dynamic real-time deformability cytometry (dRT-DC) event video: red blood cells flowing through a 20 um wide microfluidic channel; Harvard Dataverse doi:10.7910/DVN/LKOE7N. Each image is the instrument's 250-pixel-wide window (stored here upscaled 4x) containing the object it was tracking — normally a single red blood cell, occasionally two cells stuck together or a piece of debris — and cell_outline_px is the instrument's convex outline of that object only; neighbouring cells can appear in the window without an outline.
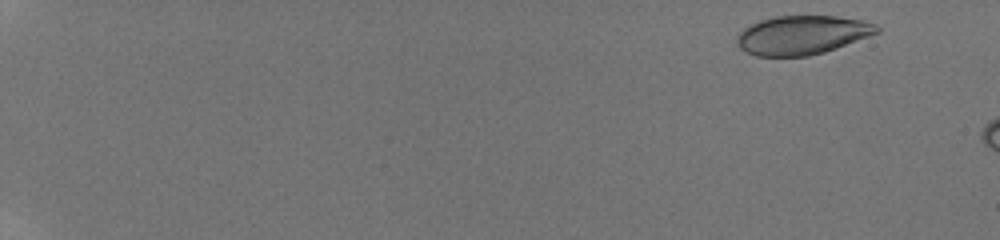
{"species": "human", "species_latin": "Homo sapiens", "temperature_condition": "room temperature", "stored_images_in_passage": 18, "camera_frame_rate_fps": 3000, "um_per_image_px": 0.085, "donor": {"sex": "male"}, "frame": {"image": 1, "passage_image": 1, "time_ms": 0.0, "image_size_px": [1000, 240], "cell_outline_px": [[880, 32], [836, 48], [824, 52], [808, 56], [756, 56], [740, 48], [736, 40], [740, 32], [744, 28], [760, 20], [776, 16], [836, 16], [864, 20], [876, 24], [880, 28]], "centroid_in_image_um": [68.21, 2.97], "position_along_channel_um": 16.8, "area_um2": 31.62}}